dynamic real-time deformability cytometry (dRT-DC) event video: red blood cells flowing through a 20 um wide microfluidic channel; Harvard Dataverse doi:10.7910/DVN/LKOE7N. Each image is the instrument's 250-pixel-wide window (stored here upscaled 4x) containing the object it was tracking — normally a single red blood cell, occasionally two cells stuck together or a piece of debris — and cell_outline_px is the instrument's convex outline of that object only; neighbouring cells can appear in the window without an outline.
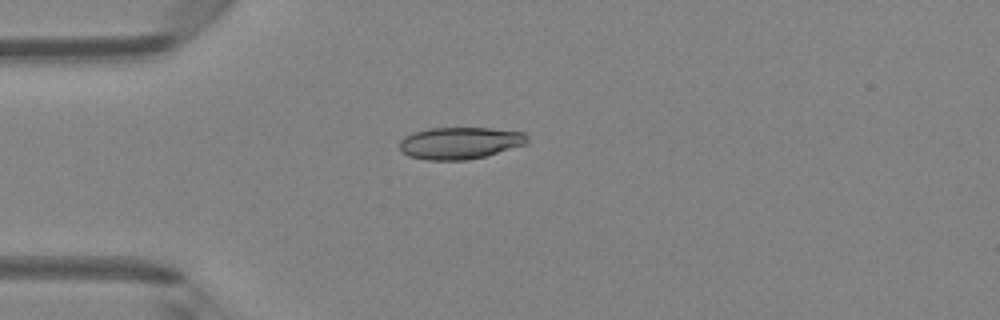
{"species": "Egyptian fruit bat (a non-hibernating species)", "species_latin": "Rousettus aegyptiacus", "temperature_condition": "room temperature", "stored_images_in_passage": 1, "camera_frame_rate_fps": 3000, "um_per_image_px": 0.085, "animal": {"sex": "female"}, "frame": {"image": 1, "passage_image": 1, "time_ms": 0.0, "image_size_px": [1000, 320], "cell_outline_px": [[528, 144], [484, 156], [468, 160], [428, 160], [408, 156], [400, 148], [400, 140], [404, 136], [412, 132], [428, 128], [488, 128], [524, 132], [528, 136]], "centroid_in_image_um": [39.1, 12.15], "position_along_channel_um": 45.9, "area_um2": 23.87}}